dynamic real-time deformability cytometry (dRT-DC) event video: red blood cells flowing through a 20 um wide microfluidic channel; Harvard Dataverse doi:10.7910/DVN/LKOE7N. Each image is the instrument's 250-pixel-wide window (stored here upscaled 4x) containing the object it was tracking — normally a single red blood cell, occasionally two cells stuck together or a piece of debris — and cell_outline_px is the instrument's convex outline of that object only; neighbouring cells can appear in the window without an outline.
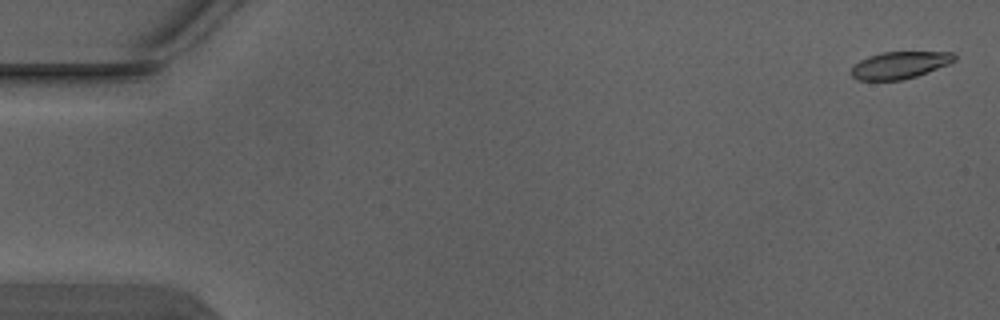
{"species": "Egyptian fruit bat (a non-hibernating species)", "species_latin": "Rousettus aegyptiacus", "temperature_condition": "warm", "stored_images_in_passage": 2, "segment_of_instrument_passage": [2, 2], "camera_frame_rate_fps": 3000, "um_per_image_px": 0.085, "animal": {"sex": "male"}, "frame": {"image": 1, "passage_image": 2, "time_ms": 0.333, "image_size_px": [1000, 320], "cell_outline_px": [[956, 60], [948, 64], [916, 76], [900, 80], [856, 80], [848, 72], [860, 60], [868, 56], [880, 52], [952, 52], [956, 56]], "centroid_in_image_um": [76.44, 5.53], "position_along_channel_um": 8.6, "area_um2": 16.24}}